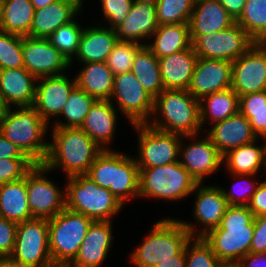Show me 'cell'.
Masks as SVG:
<instances>
[{"label": "cell", "instance_id": "obj_9", "mask_svg": "<svg viewBox=\"0 0 266 267\" xmlns=\"http://www.w3.org/2000/svg\"><path fill=\"white\" fill-rule=\"evenodd\" d=\"M92 222L67 208L48 219L49 250L54 265H70L74 261Z\"/></svg>", "mask_w": 266, "mask_h": 267}, {"label": "cell", "instance_id": "obj_56", "mask_svg": "<svg viewBox=\"0 0 266 267\" xmlns=\"http://www.w3.org/2000/svg\"><path fill=\"white\" fill-rule=\"evenodd\" d=\"M0 267H27L13 259L11 256L0 257Z\"/></svg>", "mask_w": 266, "mask_h": 267}, {"label": "cell", "instance_id": "obj_57", "mask_svg": "<svg viewBox=\"0 0 266 267\" xmlns=\"http://www.w3.org/2000/svg\"><path fill=\"white\" fill-rule=\"evenodd\" d=\"M56 1L57 0H30V2L33 4L35 9L43 8L47 6L48 4H52Z\"/></svg>", "mask_w": 266, "mask_h": 267}, {"label": "cell", "instance_id": "obj_49", "mask_svg": "<svg viewBox=\"0 0 266 267\" xmlns=\"http://www.w3.org/2000/svg\"><path fill=\"white\" fill-rule=\"evenodd\" d=\"M249 252H266V214L254 217V234Z\"/></svg>", "mask_w": 266, "mask_h": 267}, {"label": "cell", "instance_id": "obj_58", "mask_svg": "<svg viewBox=\"0 0 266 267\" xmlns=\"http://www.w3.org/2000/svg\"><path fill=\"white\" fill-rule=\"evenodd\" d=\"M8 109H9V107L4 100L2 92L0 91V110H8Z\"/></svg>", "mask_w": 266, "mask_h": 267}, {"label": "cell", "instance_id": "obj_3", "mask_svg": "<svg viewBox=\"0 0 266 267\" xmlns=\"http://www.w3.org/2000/svg\"><path fill=\"white\" fill-rule=\"evenodd\" d=\"M156 112L161 117L147 123L156 130L185 136L198 135L202 129L199 100L188 90L164 89L154 98L153 114Z\"/></svg>", "mask_w": 266, "mask_h": 267}, {"label": "cell", "instance_id": "obj_63", "mask_svg": "<svg viewBox=\"0 0 266 267\" xmlns=\"http://www.w3.org/2000/svg\"><path fill=\"white\" fill-rule=\"evenodd\" d=\"M2 10H3V0H0V21L2 17Z\"/></svg>", "mask_w": 266, "mask_h": 267}, {"label": "cell", "instance_id": "obj_37", "mask_svg": "<svg viewBox=\"0 0 266 267\" xmlns=\"http://www.w3.org/2000/svg\"><path fill=\"white\" fill-rule=\"evenodd\" d=\"M96 99L76 86L70 93L59 117L63 115L66 122L60 123V120L54 122L53 127L60 128H80L85 120L90 108Z\"/></svg>", "mask_w": 266, "mask_h": 267}, {"label": "cell", "instance_id": "obj_43", "mask_svg": "<svg viewBox=\"0 0 266 267\" xmlns=\"http://www.w3.org/2000/svg\"><path fill=\"white\" fill-rule=\"evenodd\" d=\"M23 36L0 30V70L24 67Z\"/></svg>", "mask_w": 266, "mask_h": 267}, {"label": "cell", "instance_id": "obj_54", "mask_svg": "<svg viewBox=\"0 0 266 267\" xmlns=\"http://www.w3.org/2000/svg\"><path fill=\"white\" fill-rule=\"evenodd\" d=\"M218 1L236 21L242 14L247 0H218Z\"/></svg>", "mask_w": 266, "mask_h": 267}, {"label": "cell", "instance_id": "obj_22", "mask_svg": "<svg viewBox=\"0 0 266 267\" xmlns=\"http://www.w3.org/2000/svg\"><path fill=\"white\" fill-rule=\"evenodd\" d=\"M156 4L133 1L126 19L115 29L119 41L141 43L152 38L158 28Z\"/></svg>", "mask_w": 266, "mask_h": 267}, {"label": "cell", "instance_id": "obj_38", "mask_svg": "<svg viewBox=\"0 0 266 267\" xmlns=\"http://www.w3.org/2000/svg\"><path fill=\"white\" fill-rule=\"evenodd\" d=\"M236 23L255 42L266 43V0H247Z\"/></svg>", "mask_w": 266, "mask_h": 267}, {"label": "cell", "instance_id": "obj_20", "mask_svg": "<svg viewBox=\"0 0 266 267\" xmlns=\"http://www.w3.org/2000/svg\"><path fill=\"white\" fill-rule=\"evenodd\" d=\"M192 141L186 147L181 139L179 159L180 164L195 178L198 183H204L205 176L217 172L223 165V155L211 142L210 138ZM184 145V147H183ZM185 148V149H184Z\"/></svg>", "mask_w": 266, "mask_h": 267}, {"label": "cell", "instance_id": "obj_31", "mask_svg": "<svg viewBox=\"0 0 266 267\" xmlns=\"http://www.w3.org/2000/svg\"><path fill=\"white\" fill-rule=\"evenodd\" d=\"M264 145L258 146L257 138L253 142L229 150L223 155V162L232 175H256L263 167L266 171V139Z\"/></svg>", "mask_w": 266, "mask_h": 267}, {"label": "cell", "instance_id": "obj_8", "mask_svg": "<svg viewBox=\"0 0 266 267\" xmlns=\"http://www.w3.org/2000/svg\"><path fill=\"white\" fill-rule=\"evenodd\" d=\"M197 184L179 161L153 168H139V198L179 201L192 194Z\"/></svg>", "mask_w": 266, "mask_h": 267}, {"label": "cell", "instance_id": "obj_46", "mask_svg": "<svg viewBox=\"0 0 266 267\" xmlns=\"http://www.w3.org/2000/svg\"><path fill=\"white\" fill-rule=\"evenodd\" d=\"M134 0H101L104 19L115 30L128 16Z\"/></svg>", "mask_w": 266, "mask_h": 267}, {"label": "cell", "instance_id": "obj_19", "mask_svg": "<svg viewBox=\"0 0 266 267\" xmlns=\"http://www.w3.org/2000/svg\"><path fill=\"white\" fill-rule=\"evenodd\" d=\"M33 107L48 124L50 118L58 117L63 110L71 91L77 86L65 74L39 78Z\"/></svg>", "mask_w": 266, "mask_h": 267}, {"label": "cell", "instance_id": "obj_27", "mask_svg": "<svg viewBox=\"0 0 266 267\" xmlns=\"http://www.w3.org/2000/svg\"><path fill=\"white\" fill-rule=\"evenodd\" d=\"M235 23L218 0H207L194 2L188 24L190 35H203L225 30Z\"/></svg>", "mask_w": 266, "mask_h": 267}, {"label": "cell", "instance_id": "obj_48", "mask_svg": "<svg viewBox=\"0 0 266 267\" xmlns=\"http://www.w3.org/2000/svg\"><path fill=\"white\" fill-rule=\"evenodd\" d=\"M240 113L266 112V91L249 93L239 97Z\"/></svg>", "mask_w": 266, "mask_h": 267}, {"label": "cell", "instance_id": "obj_51", "mask_svg": "<svg viewBox=\"0 0 266 267\" xmlns=\"http://www.w3.org/2000/svg\"><path fill=\"white\" fill-rule=\"evenodd\" d=\"M29 159L23 151L0 133V159Z\"/></svg>", "mask_w": 266, "mask_h": 267}, {"label": "cell", "instance_id": "obj_25", "mask_svg": "<svg viewBox=\"0 0 266 267\" xmlns=\"http://www.w3.org/2000/svg\"><path fill=\"white\" fill-rule=\"evenodd\" d=\"M198 56L192 46L184 51L159 58L164 89L188 90Z\"/></svg>", "mask_w": 266, "mask_h": 267}, {"label": "cell", "instance_id": "obj_29", "mask_svg": "<svg viewBox=\"0 0 266 267\" xmlns=\"http://www.w3.org/2000/svg\"><path fill=\"white\" fill-rule=\"evenodd\" d=\"M102 24L83 29L76 58L82 63L106 62L118 43L115 30Z\"/></svg>", "mask_w": 266, "mask_h": 267}, {"label": "cell", "instance_id": "obj_4", "mask_svg": "<svg viewBox=\"0 0 266 267\" xmlns=\"http://www.w3.org/2000/svg\"><path fill=\"white\" fill-rule=\"evenodd\" d=\"M98 186L108 189L124 205L139 197V168L133 156L114 150H103L86 174Z\"/></svg>", "mask_w": 266, "mask_h": 267}, {"label": "cell", "instance_id": "obj_60", "mask_svg": "<svg viewBox=\"0 0 266 267\" xmlns=\"http://www.w3.org/2000/svg\"><path fill=\"white\" fill-rule=\"evenodd\" d=\"M7 110H0V133L2 131L3 119Z\"/></svg>", "mask_w": 266, "mask_h": 267}, {"label": "cell", "instance_id": "obj_18", "mask_svg": "<svg viewBox=\"0 0 266 267\" xmlns=\"http://www.w3.org/2000/svg\"><path fill=\"white\" fill-rule=\"evenodd\" d=\"M232 62L198 57L188 92L202 97L231 88Z\"/></svg>", "mask_w": 266, "mask_h": 267}, {"label": "cell", "instance_id": "obj_55", "mask_svg": "<svg viewBox=\"0 0 266 267\" xmlns=\"http://www.w3.org/2000/svg\"><path fill=\"white\" fill-rule=\"evenodd\" d=\"M185 248L177 255H173L170 259L159 262L153 267H185Z\"/></svg>", "mask_w": 266, "mask_h": 267}, {"label": "cell", "instance_id": "obj_62", "mask_svg": "<svg viewBox=\"0 0 266 267\" xmlns=\"http://www.w3.org/2000/svg\"><path fill=\"white\" fill-rule=\"evenodd\" d=\"M134 1H139V2H146V3L156 4V2H157L158 0H134Z\"/></svg>", "mask_w": 266, "mask_h": 267}, {"label": "cell", "instance_id": "obj_24", "mask_svg": "<svg viewBox=\"0 0 266 267\" xmlns=\"http://www.w3.org/2000/svg\"><path fill=\"white\" fill-rule=\"evenodd\" d=\"M38 79L24 67L0 70V91L8 107L33 106Z\"/></svg>", "mask_w": 266, "mask_h": 267}, {"label": "cell", "instance_id": "obj_16", "mask_svg": "<svg viewBox=\"0 0 266 267\" xmlns=\"http://www.w3.org/2000/svg\"><path fill=\"white\" fill-rule=\"evenodd\" d=\"M196 193L195 207L193 209V218L196 222L202 224V229L198 230L192 223H182L189 231L191 237H203L210 230L220 225L221 219L228 207L223 191L219 186H206L198 183L192 194ZM197 229V231H196Z\"/></svg>", "mask_w": 266, "mask_h": 267}, {"label": "cell", "instance_id": "obj_28", "mask_svg": "<svg viewBox=\"0 0 266 267\" xmlns=\"http://www.w3.org/2000/svg\"><path fill=\"white\" fill-rule=\"evenodd\" d=\"M80 12L76 5L64 0L35 9L29 37L47 39L60 26L73 21Z\"/></svg>", "mask_w": 266, "mask_h": 267}, {"label": "cell", "instance_id": "obj_15", "mask_svg": "<svg viewBox=\"0 0 266 267\" xmlns=\"http://www.w3.org/2000/svg\"><path fill=\"white\" fill-rule=\"evenodd\" d=\"M231 88L239 97L266 91V43L256 42L232 61Z\"/></svg>", "mask_w": 266, "mask_h": 267}, {"label": "cell", "instance_id": "obj_35", "mask_svg": "<svg viewBox=\"0 0 266 267\" xmlns=\"http://www.w3.org/2000/svg\"><path fill=\"white\" fill-rule=\"evenodd\" d=\"M35 8L30 0H3L0 30L29 36Z\"/></svg>", "mask_w": 266, "mask_h": 267}, {"label": "cell", "instance_id": "obj_61", "mask_svg": "<svg viewBox=\"0 0 266 267\" xmlns=\"http://www.w3.org/2000/svg\"><path fill=\"white\" fill-rule=\"evenodd\" d=\"M221 267H241L238 263H223Z\"/></svg>", "mask_w": 266, "mask_h": 267}, {"label": "cell", "instance_id": "obj_5", "mask_svg": "<svg viewBox=\"0 0 266 267\" xmlns=\"http://www.w3.org/2000/svg\"><path fill=\"white\" fill-rule=\"evenodd\" d=\"M49 125L33 106L12 107L6 111L1 134L19 147L35 164H42L48 153L46 131Z\"/></svg>", "mask_w": 266, "mask_h": 267}, {"label": "cell", "instance_id": "obj_36", "mask_svg": "<svg viewBox=\"0 0 266 267\" xmlns=\"http://www.w3.org/2000/svg\"><path fill=\"white\" fill-rule=\"evenodd\" d=\"M131 72L154 98L164 90L159 59L147 46H143L135 55Z\"/></svg>", "mask_w": 266, "mask_h": 267}, {"label": "cell", "instance_id": "obj_33", "mask_svg": "<svg viewBox=\"0 0 266 267\" xmlns=\"http://www.w3.org/2000/svg\"><path fill=\"white\" fill-rule=\"evenodd\" d=\"M147 47L159 59L191 47L188 23L159 25Z\"/></svg>", "mask_w": 266, "mask_h": 267}, {"label": "cell", "instance_id": "obj_45", "mask_svg": "<svg viewBox=\"0 0 266 267\" xmlns=\"http://www.w3.org/2000/svg\"><path fill=\"white\" fill-rule=\"evenodd\" d=\"M35 165L30 159H0V185L25 177Z\"/></svg>", "mask_w": 266, "mask_h": 267}, {"label": "cell", "instance_id": "obj_32", "mask_svg": "<svg viewBox=\"0 0 266 267\" xmlns=\"http://www.w3.org/2000/svg\"><path fill=\"white\" fill-rule=\"evenodd\" d=\"M84 68L77 74V86L96 100H110L114 74L106 62L84 63Z\"/></svg>", "mask_w": 266, "mask_h": 267}, {"label": "cell", "instance_id": "obj_6", "mask_svg": "<svg viewBox=\"0 0 266 267\" xmlns=\"http://www.w3.org/2000/svg\"><path fill=\"white\" fill-rule=\"evenodd\" d=\"M64 186L66 208L83 214L93 221H112L123 204L111 191L98 186L86 174L67 178Z\"/></svg>", "mask_w": 266, "mask_h": 267}, {"label": "cell", "instance_id": "obj_42", "mask_svg": "<svg viewBox=\"0 0 266 267\" xmlns=\"http://www.w3.org/2000/svg\"><path fill=\"white\" fill-rule=\"evenodd\" d=\"M143 46L136 42L118 41L109 54L106 64L114 75L130 72L135 55Z\"/></svg>", "mask_w": 266, "mask_h": 267}, {"label": "cell", "instance_id": "obj_26", "mask_svg": "<svg viewBox=\"0 0 266 267\" xmlns=\"http://www.w3.org/2000/svg\"><path fill=\"white\" fill-rule=\"evenodd\" d=\"M113 102L110 100H96L80 127L103 150H110L105 145L111 144L118 124L116 123L117 112Z\"/></svg>", "mask_w": 266, "mask_h": 267}, {"label": "cell", "instance_id": "obj_1", "mask_svg": "<svg viewBox=\"0 0 266 267\" xmlns=\"http://www.w3.org/2000/svg\"><path fill=\"white\" fill-rule=\"evenodd\" d=\"M52 135L42 164L49 172L62 168L66 178L87 174L95 158L103 151L81 128L53 127Z\"/></svg>", "mask_w": 266, "mask_h": 267}, {"label": "cell", "instance_id": "obj_21", "mask_svg": "<svg viewBox=\"0 0 266 267\" xmlns=\"http://www.w3.org/2000/svg\"><path fill=\"white\" fill-rule=\"evenodd\" d=\"M112 221H93L70 267H101L112 244Z\"/></svg>", "mask_w": 266, "mask_h": 267}, {"label": "cell", "instance_id": "obj_65", "mask_svg": "<svg viewBox=\"0 0 266 267\" xmlns=\"http://www.w3.org/2000/svg\"><path fill=\"white\" fill-rule=\"evenodd\" d=\"M194 2L207 1V0H193Z\"/></svg>", "mask_w": 266, "mask_h": 267}, {"label": "cell", "instance_id": "obj_14", "mask_svg": "<svg viewBox=\"0 0 266 267\" xmlns=\"http://www.w3.org/2000/svg\"><path fill=\"white\" fill-rule=\"evenodd\" d=\"M115 99L117 108L133 124H147L154 111V97L141 85L130 71L114 76L110 101Z\"/></svg>", "mask_w": 266, "mask_h": 267}, {"label": "cell", "instance_id": "obj_30", "mask_svg": "<svg viewBox=\"0 0 266 267\" xmlns=\"http://www.w3.org/2000/svg\"><path fill=\"white\" fill-rule=\"evenodd\" d=\"M0 216L15 223L33 219L28 205L26 175L0 185Z\"/></svg>", "mask_w": 266, "mask_h": 267}, {"label": "cell", "instance_id": "obj_52", "mask_svg": "<svg viewBox=\"0 0 266 267\" xmlns=\"http://www.w3.org/2000/svg\"><path fill=\"white\" fill-rule=\"evenodd\" d=\"M251 124L252 131L259 138L266 139V112L261 113H241Z\"/></svg>", "mask_w": 266, "mask_h": 267}, {"label": "cell", "instance_id": "obj_11", "mask_svg": "<svg viewBox=\"0 0 266 267\" xmlns=\"http://www.w3.org/2000/svg\"><path fill=\"white\" fill-rule=\"evenodd\" d=\"M191 46L200 58L232 62L256 42L238 24L214 33L190 35Z\"/></svg>", "mask_w": 266, "mask_h": 267}, {"label": "cell", "instance_id": "obj_23", "mask_svg": "<svg viewBox=\"0 0 266 267\" xmlns=\"http://www.w3.org/2000/svg\"><path fill=\"white\" fill-rule=\"evenodd\" d=\"M207 136L222 155L258 138L252 131L249 120L240 112L215 123Z\"/></svg>", "mask_w": 266, "mask_h": 267}, {"label": "cell", "instance_id": "obj_53", "mask_svg": "<svg viewBox=\"0 0 266 267\" xmlns=\"http://www.w3.org/2000/svg\"><path fill=\"white\" fill-rule=\"evenodd\" d=\"M241 267H266V252H249L238 262Z\"/></svg>", "mask_w": 266, "mask_h": 267}, {"label": "cell", "instance_id": "obj_34", "mask_svg": "<svg viewBox=\"0 0 266 267\" xmlns=\"http://www.w3.org/2000/svg\"><path fill=\"white\" fill-rule=\"evenodd\" d=\"M199 109L201 127L208 119L215 124L239 112V96L232 88L215 92L199 100Z\"/></svg>", "mask_w": 266, "mask_h": 267}, {"label": "cell", "instance_id": "obj_13", "mask_svg": "<svg viewBox=\"0 0 266 267\" xmlns=\"http://www.w3.org/2000/svg\"><path fill=\"white\" fill-rule=\"evenodd\" d=\"M48 171L43 164H35L26 173L28 205L33 218L50 219L66 208L65 190L60 191L55 182L46 178Z\"/></svg>", "mask_w": 266, "mask_h": 267}, {"label": "cell", "instance_id": "obj_59", "mask_svg": "<svg viewBox=\"0 0 266 267\" xmlns=\"http://www.w3.org/2000/svg\"><path fill=\"white\" fill-rule=\"evenodd\" d=\"M64 1H67V2H70V3L74 4V5H76L81 10V7L83 6L82 2L84 0H64Z\"/></svg>", "mask_w": 266, "mask_h": 267}, {"label": "cell", "instance_id": "obj_64", "mask_svg": "<svg viewBox=\"0 0 266 267\" xmlns=\"http://www.w3.org/2000/svg\"><path fill=\"white\" fill-rule=\"evenodd\" d=\"M50 267H70L69 265H51Z\"/></svg>", "mask_w": 266, "mask_h": 267}, {"label": "cell", "instance_id": "obj_40", "mask_svg": "<svg viewBox=\"0 0 266 267\" xmlns=\"http://www.w3.org/2000/svg\"><path fill=\"white\" fill-rule=\"evenodd\" d=\"M193 0H158L156 2L158 25L189 23Z\"/></svg>", "mask_w": 266, "mask_h": 267}, {"label": "cell", "instance_id": "obj_10", "mask_svg": "<svg viewBox=\"0 0 266 267\" xmlns=\"http://www.w3.org/2000/svg\"><path fill=\"white\" fill-rule=\"evenodd\" d=\"M133 128L139 132V155L135 158L138 168H153L178 162L181 139H197V135L182 136L162 132L148 124H133Z\"/></svg>", "mask_w": 266, "mask_h": 267}, {"label": "cell", "instance_id": "obj_17", "mask_svg": "<svg viewBox=\"0 0 266 267\" xmlns=\"http://www.w3.org/2000/svg\"><path fill=\"white\" fill-rule=\"evenodd\" d=\"M22 56L24 68L37 79L62 75L70 66L65 57L44 38L23 36Z\"/></svg>", "mask_w": 266, "mask_h": 267}, {"label": "cell", "instance_id": "obj_47", "mask_svg": "<svg viewBox=\"0 0 266 267\" xmlns=\"http://www.w3.org/2000/svg\"><path fill=\"white\" fill-rule=\"evenodd\" d=\"M18 223L0 216V257L11 256L15 246Z\"/></svg>", "mask_w": 266, "mask_h": 267}, {"label": "cell", "instance_id": "obj_44", "mask_svg": "<svg viewBox=\"0 0 266 267\" xmlns=\"http://www.w3.org/2000/svg\"><path fill=\"white\" fill-rule=\"evenodd\" d=\"M234 176L235 178L237 177V179L240 178L241 181L239 182L243 183L241 185H238L239 184L238 182H236L238 183L236 185L234 183V189L236 188L235 190H237V188L240 189V187L241 189L240 191L237 190V192H234L235 190H233V187H232V191H227L226 189L222 188L224 197L226 198L228 205L248 206L251 200V197L255 193L259 183L257 182V180L256 181L250 180L251 178L254 179L253 177L254 175L235 174L233 175V177Z\"/></svg>", "mask_w": 266, "mask_h": 267}, {"label": "cell", "instance_id": "obj_12", "mask_svg": "<svg viewBox=\"0 0 266 267\" xmlns=\"http://www.w3.org/2000/svg\"><path fill=\"white\" fill-rule=\"evenodd\" d=\"M11 257L27 267L53 265L49 250L48 219L33 218L18 223Z\"/></svg>", "mask_w": 266, "mask_h": 267}, {"label": "cell", "instance_id": "obj_41", "mask_svg": "<svg viewBox=\"0 0 266 267\" xmlns=\"http://www.w3.org/2000/svg\"><path fill=\"white\" fill-rule=\"evenodd\" d=\"M185 259V267H221L224 263L218 259L203 237H192L187 242Z\"/></svg>", "mask_w": 266, "mask_h": 267}, {"label": "cell", "instance_id": "obj_50", "mask_svg": "<svg viewBox=\"0 0 266 267\" xmlns=\"http://www.w3.org/2000/svg\"><path fill=\"white\" fill-rule=\"evenodd\" d=\"M248 208L254 217L266 214V180H263L261 183L259 182L248 204Z\"/></svg>", "mask_w": 266, "mask_h": 267}, {"label": "cell", "instance_id": "obj_7", "mask_svg": "<svg viewBox=\"0 0 266 267\" xmlns=\"http://www.w3.org/2000/svg\"><path fill=\"white\" fill-rule=\"evenodd\" d=\"M152 230L130 255L137 267H153L179 254L192 238L181 220L166 218L151 226Z\"/></svg>", "mask_w": 266, "mask_h": 267}, {"label": "cell", "instance_id": "obj_39", "mask_svg": "<svg viewBox=\"0 0 266 267\" xmlns=\"http://www.w3.org/2000/svg\"><path fill=\"white\" fill-rule=\"evenodd\" d=\"M83 29L73 20L60 26L47 38L51 45L65 57L70 65L73 63V56H76L78 52Z\"/></svg>", "mask_w": 266, "mask_h": 267}, {"label": "cell", "instance_id": "obj_2", "mask_svg": "<svg viewBox=\"0 0 266 267\" xmlns=\"http://www.w3.org/2000/svg\"><path fill=\"white\" fill-rule=\"evenodd\" d=\"M254 234V215L248 206L228 205L220 225L203 239L224 263H237L249 253Z\"/></svg>", "mask_w": 266, "mask_h": 267}]
</instances>
